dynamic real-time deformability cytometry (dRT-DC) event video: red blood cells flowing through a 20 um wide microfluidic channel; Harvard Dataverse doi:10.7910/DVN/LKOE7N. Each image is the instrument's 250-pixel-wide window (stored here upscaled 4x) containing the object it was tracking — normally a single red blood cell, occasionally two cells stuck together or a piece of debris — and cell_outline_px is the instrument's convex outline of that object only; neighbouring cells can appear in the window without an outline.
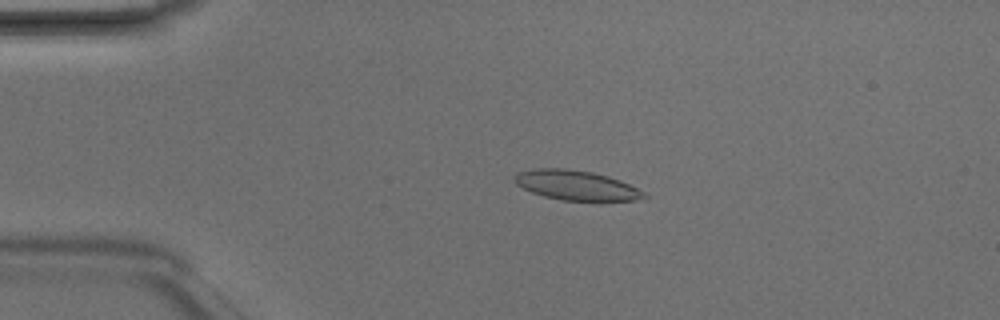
{"species": "Egyptian fruit bat (a non-hibernating species)", "species_latin": "Rousettus aegyptiacus", "temperature_condition": "room temperature", "stored_images_in_passage": 3, "camera_frame_rate_fps": 3000, "um_per_image_px": 0.085, "animal": {"sex": "male"}, "frame": {"image": 1, "passage_image": 2, "time_ms": 0.333, "image_size_px": [1000, 320], "cell_outline_px": [[648, 196], [636, 200], [596, 204], [560, 200], [544, 196], [532, 192], [516, 184], [512, 180], [512, 176], [516, 172], [536, 168], [564, 168], [592, 172], [608, 176], [620, 180], [644, 192]], "centroid_in_image_um": [49.0, 15.8], "position_along_channel_um": 36.0, "area_um2": 23.41}}